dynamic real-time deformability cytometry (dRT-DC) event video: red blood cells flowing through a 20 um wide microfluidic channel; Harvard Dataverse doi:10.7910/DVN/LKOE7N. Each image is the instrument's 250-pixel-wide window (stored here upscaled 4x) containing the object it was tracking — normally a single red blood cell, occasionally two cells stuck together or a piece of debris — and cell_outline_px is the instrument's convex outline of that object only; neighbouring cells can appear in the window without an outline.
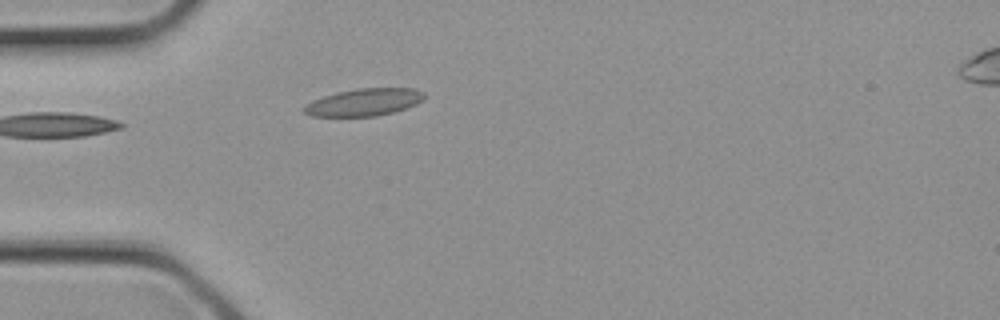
{"species": "common noctule bat (a hibernating species)", "species_latin": "Nyctalus noctula", "temperature_condition": "cold", "stored_images_in_passage": 3, "segment_of_instrument_passage": [1, 2], "camera_frame_rate_fps": 3000, "um_per_image_px": 0.085, "animal": {"sex": "female", "body_mass_g": 21.9}, "frame": {"image": 1, "passage_image": 2, "time_ms": 0.333, "image_size_px": [1000, 320], "cell_outline_px": [[424, 100], [408, 108], [376, 116], [312, 116], [304, 112], [300, 108], [304, 104], [312, 100], [336, 92], [356, 88], [416, 88], [424, 92]], "centroid_in_image_um": [30.93, 8.68], "position_along_channel_um": 54.1, "area_um2": 19.36}}